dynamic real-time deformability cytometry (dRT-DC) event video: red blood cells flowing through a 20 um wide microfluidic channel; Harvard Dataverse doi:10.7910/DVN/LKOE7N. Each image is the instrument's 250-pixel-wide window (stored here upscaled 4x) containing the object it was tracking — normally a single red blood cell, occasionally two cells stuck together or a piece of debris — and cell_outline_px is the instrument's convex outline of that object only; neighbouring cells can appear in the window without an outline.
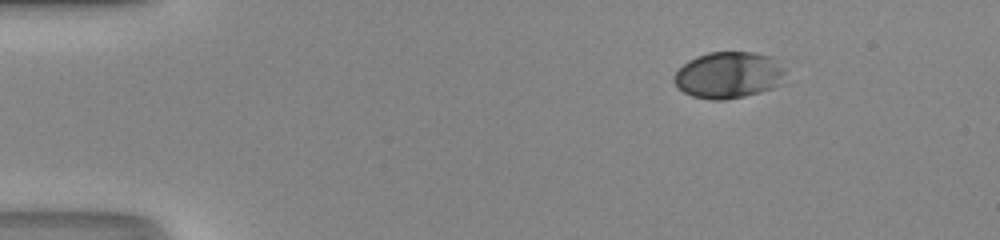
{"species": "human", "species_latin": "Homo sapiens", "temperature_condition": "room temperature", "stored_images_in_passage": 44, "camera_frame_rate_fps": 3000, "um_per_image_px": 0.085, "donor": {"sex": "male"}, "frame": {"image": 1, "passage_image": 1, "time_ms": 0.0, "image_size_px": [1000, 240], "cell_outline_px": [[784, 72], [780, 84], [772, 88], [760, 92], [744, 96], [724, 100], [712, 100], [692, 96], [684, 92], [672, 80], [672, 76], [688, 60], [696, 56], [708, 52], [752, 52], [772, 56], [784, 68]], "centroid_in_image_um": [61.91, 6.37], "position_along_channel_um": 23.1, "area_um2": 30.17}}
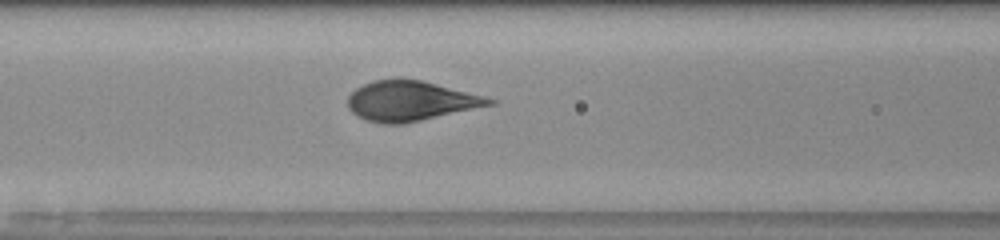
{"frame": {"image": 2, "passage_image": 16, "time_ms": 5.0, "image_size_px": [1000, 240], "cell_outline_px": [[496, 104], [404, 124], [384, 124], [368, 120], [356, 116], [348, 108], [348, 96], [356, 88], [372, 80], [396, 76], [420, 80], [484, 96], [496, 100]], "centroid_in_image_um": [34.86, 8.56], "position_along_channel_um": 131.7, "area_um2": 33.23}}
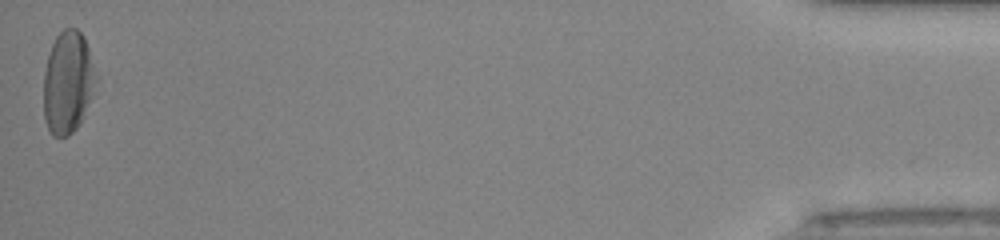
{"frame": {"image": 3, "passage_image": 44, "time_ms": 14.333, "image_size_px": [1000, 240], "cell_outline_px": [[100, 80], [84, 116], [80, 124], [68, 136], [52, 136], [44, 120], [44, 72], [48, 56], [52, 44], [56, 36], [64, 28], [76, 28], [84, 36]], "centroid_in_image_um": [5.81, 7.01], "position_along_channel_um": 429.4, "area_um2": 31.91}}